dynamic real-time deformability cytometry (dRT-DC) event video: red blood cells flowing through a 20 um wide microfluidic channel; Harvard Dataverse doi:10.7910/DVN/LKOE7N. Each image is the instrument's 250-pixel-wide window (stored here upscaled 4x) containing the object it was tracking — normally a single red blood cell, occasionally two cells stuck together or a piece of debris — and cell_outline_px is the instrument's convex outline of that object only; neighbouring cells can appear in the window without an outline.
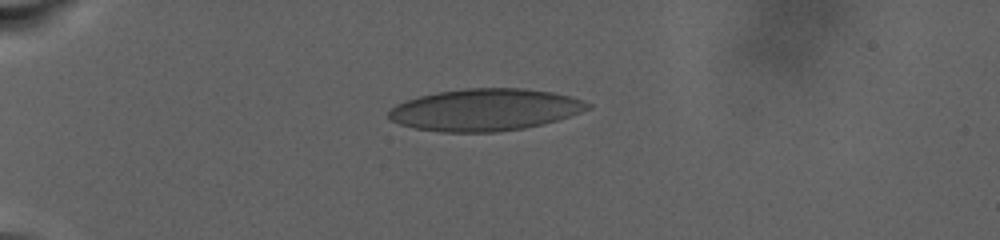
{"species": "human", "species_latin": "Homo sapiens", "temperature_condition": "warm", "stored_images_in_passage": 66, "camera_frame_rate_fps": 3000, "um_per_image_px": 0.085, "donor": {"sex": "male"}, "frame": {"image": 1, "passage_image": 3, "time_ms": 0.667, "image_size_px": [1000, 240], "cell_outline_px": [[592, 108], [556, 120], [524, 128], [496, 132], [440, 132], [416, 128], [400, 124], [392, 120], [388, 116], [388, 112], [396, 104], [420, 96], [436, 92], [464, 88], [524, 88], [552, 92], [568, 96], [592, 104]], "centroid_in_image_um": [41.22, 9.33], "position_along_channel_um": 43.8, "area_um2": 48.38}}
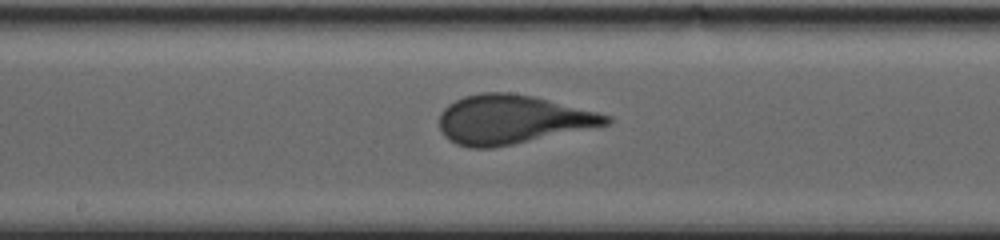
{"frame": {"image": 2, "passage_image": 29, "time_ms": 9.333, "image_size_px": [1000, 240], "cell_outline_px": [[612, 120], [608, 124], [512, 144], [492, 148], [468, 148], [456, 144], [444, 136], [440, 128], [440, 112], [448, 104], [464, 96], [480, 92], [508, 92], [532, 96], [612, 116]], "centroid_in_image_um": [43.47, 10.15], "position_along_channel_um": 204.7, "area_um2": 46.99}}
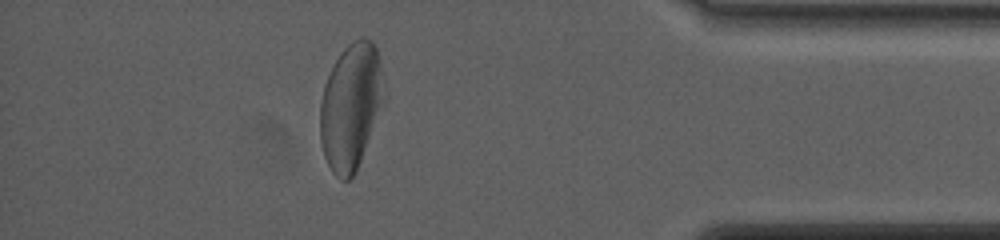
{"frame": {"image": 3, "passage_image": 57, "time_ms": 18.667, "image_size_px": [1000, 240], "cell_outline_px": [[384, 108], [356, 172], [348, 180], [340, 180], [332, 172], [324, 156], [320, 140], [320, 104], [324, 84], [340, 52], [352, 40], [360, 36], [364, 36], [372, 40], [380, 56], [384, 100]], "centroid_in_image_um": [29.84, 9.05], "position_along_channel_um": 405.4, "area_um2": 47.8}, "authors_computed_cell_mechanics": {"area_um2": 47.2226, "velocity_mm_per_s": 2.4474, "shape_relaxation_time_tau1_ms": 6.8499, "shape_relaxation_time_tau2_ms": null, "deformation_change_tau1": 0.172, "deformation_change_tau2": null}}